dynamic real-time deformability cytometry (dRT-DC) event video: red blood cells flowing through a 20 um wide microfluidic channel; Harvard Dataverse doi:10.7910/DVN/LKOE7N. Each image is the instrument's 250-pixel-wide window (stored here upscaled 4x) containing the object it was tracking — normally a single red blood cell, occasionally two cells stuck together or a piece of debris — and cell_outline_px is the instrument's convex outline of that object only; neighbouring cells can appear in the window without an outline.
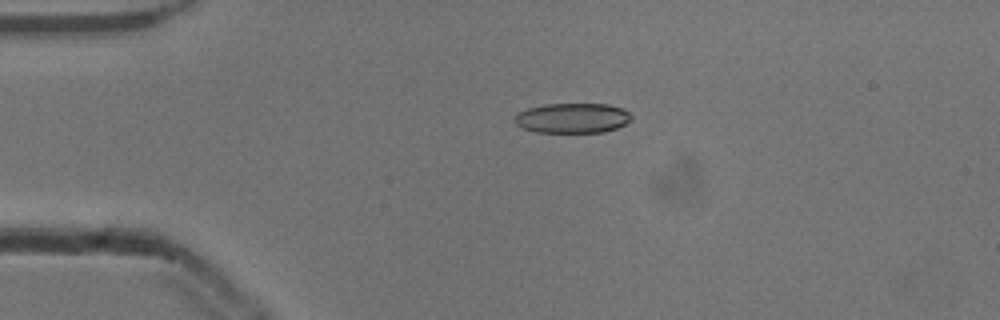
{"species": "common noctule bat (a hibernating species)", "species_latin": "Nyctalus noctula", "temperature_condition": "cold", "stored_images_in_passage": 42, "camera_frame_rate_fps": 3000, "um_per_image_px": 0.085, "animal": {"sex": "male", "body_mass_g": 13.3}, "frame": {"image": 1, "passage_image": 1, "time_ms": 0.0, "image_size_px": [1000, 320], "cell_outline_px": [[632, 116], [624, 124], [616, 128], [604, 132], [536, 132], [524, 128], [516, 124], [512, 120], [520, 112], [528, 108], [548, 104], [608, 104], [624, 108]], "centroid_in_image_um": [48.66, 10.03], "position_along_channel_um": 36.3, "area_um2": 20.23}}
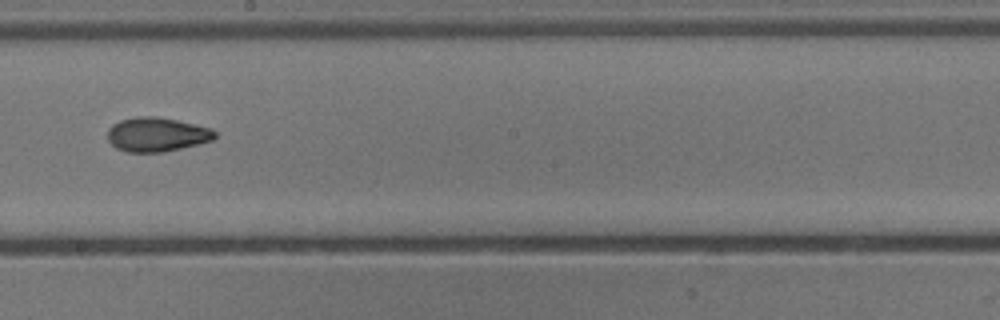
{"frame": {"image": 2, "passage_image": 19, "time_ms": 6.0, "image_size_px": [1000, 320], "cell_outline_px": [[216, 136], [212, 140], [164, 152], [128, 152], [116, 148], [108, 140], [108, 128], [112, 124], [120, 120], [136, 116], [156, 116], [176, 120], [212, 128], [216, 132]], "centroid_in_image_um": [13.3, 11.42], "position_along_channel_um": 234.9, "area_um2": 21.33}}
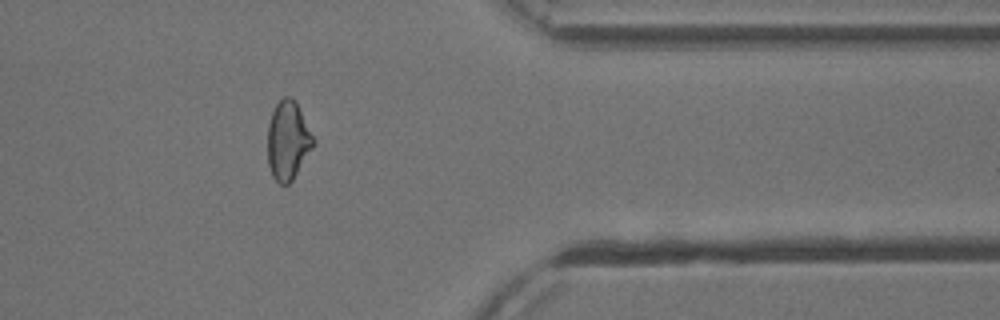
{"frame": {"image": 3, "passage_image": 32, "time_ms": 10.333, "image_size_px": [1000, 320], "cell_outline_px": [[316, 144], [292, 180], [288, 184], [280, 184], [272, 176], [268, 164], [268, 124], [272, 112], [276, 104], [284, 96], [292, 96], [296, 100], [316, 140]], "centroid_in_image_um": [24.5, 11.92], "position_along_channel_um": 386.9, "area_um2": 21.27}, "authors_computed_cell_mechanics": {"area_um2": 21.2993, "velocity_mm_per_s": 3.9031, "shape_relaxation_time_tau1_ms": 4.5768, "shape_relaxation_time_tau2_ms": 3.5782, "deformation_change_tau1": 0.1476, "deformation_change_tau2": 0.0816}}